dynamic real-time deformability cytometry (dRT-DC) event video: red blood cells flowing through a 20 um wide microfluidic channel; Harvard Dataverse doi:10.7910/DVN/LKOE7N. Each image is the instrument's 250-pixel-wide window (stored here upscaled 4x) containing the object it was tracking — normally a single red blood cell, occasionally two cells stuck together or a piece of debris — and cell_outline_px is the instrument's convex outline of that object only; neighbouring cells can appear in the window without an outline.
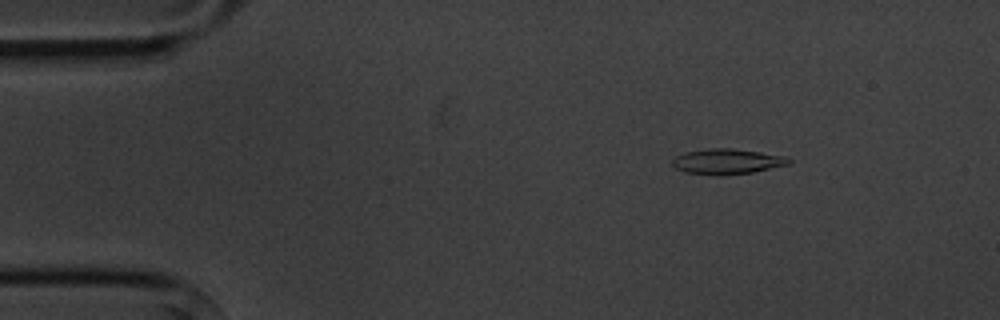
{"species": "common noctule bat (a hibernating species)", "species_latin": "Nyctalus noctula", "temperature_condition": "cold", "stored_images_in_passage": 4, "camera_frame_rate_fps": 3000, "um_per_image_px": 0.085, "animal": {"sex": "male", "body_mass_g": 20.1, "forearm_length_mm": 53.5}, "frame": {"image": 1, "passage_image": 2, "time_ms": 1.0, "image_size_px": [1000, 320], "cell_outline_px": [[792, 160], [788, 164], [752, 172], [716, 176], [688, 172], [676, 168], [672, 164], [672, 160], [676, 156], [688, 152], [712, 148], [732, 148], [788, 156]], "centroid_in_image_um": [61.83, 13.72], "position_along_channel_um": 23.2, "area_um2": 16.99}}